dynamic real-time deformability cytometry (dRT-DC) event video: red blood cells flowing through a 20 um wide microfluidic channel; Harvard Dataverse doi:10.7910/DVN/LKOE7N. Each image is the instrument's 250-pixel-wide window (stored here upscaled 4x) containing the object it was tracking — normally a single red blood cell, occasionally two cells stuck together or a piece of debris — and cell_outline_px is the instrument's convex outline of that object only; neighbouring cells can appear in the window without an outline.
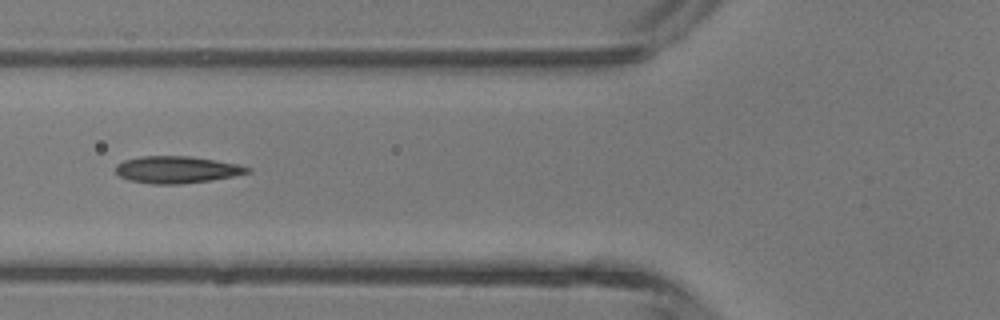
{"species": "common noctule bat (a hibernating species)", "species_latin": "Nyctalus noctula", "temperature_condition": "room temperature", "stored_images_in_passage": 4, "camera_frame_rate_fps": 3000, "um_per_image_px": 0.085, "animal": {"sex": "male", "body_mass_g": 13.3}, "frame": {"image": 1, "passage_image": 4, "time_ms": 4.333, "image_size_px": [1000, 320], "cell_outline_px": [[252, 172], [212, 180], [180, 184], [152, 184], [128, 180], [120, 176], [116, 172], [116, 164], [124, 160], [140, 156], [188, 156], [240, 164], [252, 168]], "centroid_in_image_um": [15.04, 14.42], "position_along_channel_um": 110.8, "area_um2": 20.81}}